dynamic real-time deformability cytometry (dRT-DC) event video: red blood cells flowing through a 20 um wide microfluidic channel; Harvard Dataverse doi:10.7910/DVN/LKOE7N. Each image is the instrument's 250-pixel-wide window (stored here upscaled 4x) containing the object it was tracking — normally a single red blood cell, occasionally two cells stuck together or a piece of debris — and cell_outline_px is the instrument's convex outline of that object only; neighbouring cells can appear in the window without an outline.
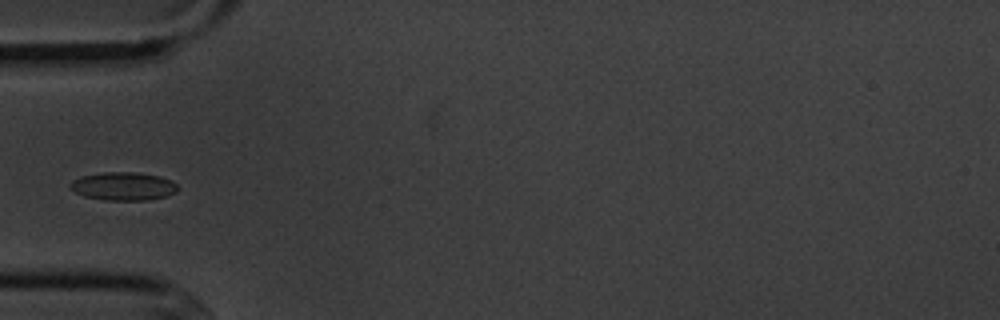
{"species": "common noctule bat (a hibernating species)", "species_latin": "Nyctalus noctula", "temperature_condition": "cold", "stored_images_in_passage": 6, "camera_frame_rate_fps": 3000, "um_per_image_px": 0.085, "animal": {"sex": "male", "body_mass_g": 20.1, "forearm_length_mm": 53.5}, "frame": {"image": 1, "passage_image": 6, "time_ms": 6.667, "image_size_px": [1000, 320], "cell_outline_px": [[180, 188], [176, 192], [168, 196], [148, 200], [104, 200], [84, 196], [68, 188], [68, 184], [72, 180], [80, 176], [104, 172], [136, 172], [160, 176], [172, 180]], "centroid_in_image_um": [10.49, 15.83], "position_along_channel_um": 74.5, "area_um2": 17.98}}